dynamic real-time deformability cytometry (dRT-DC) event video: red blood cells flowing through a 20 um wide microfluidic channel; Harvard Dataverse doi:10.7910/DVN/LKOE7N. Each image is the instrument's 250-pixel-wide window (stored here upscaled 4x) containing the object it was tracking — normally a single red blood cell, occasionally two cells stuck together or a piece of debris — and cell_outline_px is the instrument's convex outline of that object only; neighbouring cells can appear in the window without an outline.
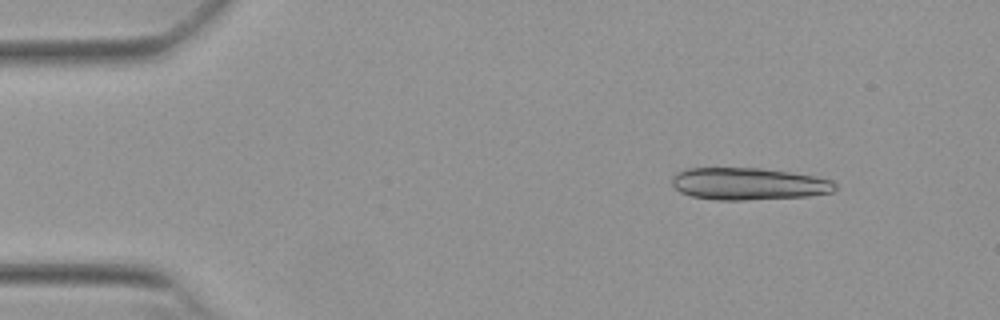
{"species": "Egyptian fruit bat (a non-hibernating species)", "species_latin": "Rousettus aegyptiacus", "temperature_condition": "warm", "stored_images_in_passage": 53, "camera_frame_rate_fps": 3000, "um_per_image_px": 0.085, "animal": {"sex": "female"}, "frame": {"image": 1, "passage_image": 6, "time_ms": 1.667, "image_size_px": [1000, 320], "cell_outline_px": [[836, 188], [832, 192], [808, 196], [744, 200], [716, 200], [692, 196], [680, 192], [672, 184], [672, 176], [676, 172], [688, 168], [760, 168], [816, 176], [832, 180], [836, 184]], "centroid_in_image_um": [63.61, 15.62], "position_along_channel_um": 21.4, "area_um2": 30.58}}
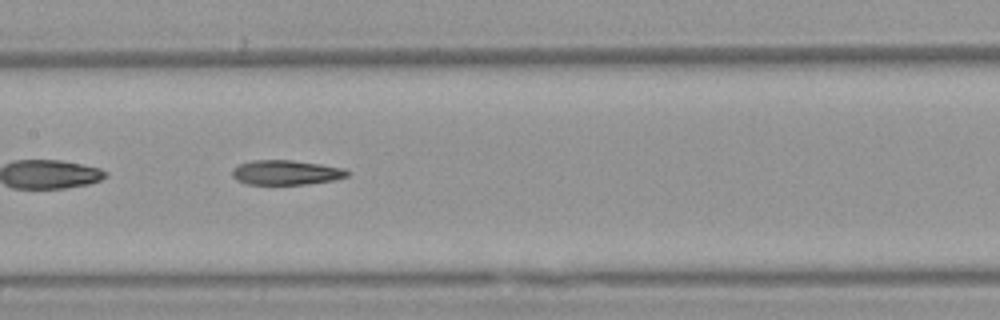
{"frame": {"image": 2, "passage_image": 26, "time_ms": 8.333, "image_size_px": [1000, 320], "cell_outline_px": [[352, 172], [348, 176], [332, 180], [308, 184], [248, 184], [236, 180], [232, 176], [232, 172], [240, 164], [252, 160], [292, 160], [348, 168]], "centroid_in_image_um": [24.38, 14.66], "position_along_channel_um": 183.0, "area_um2": 16.59}}
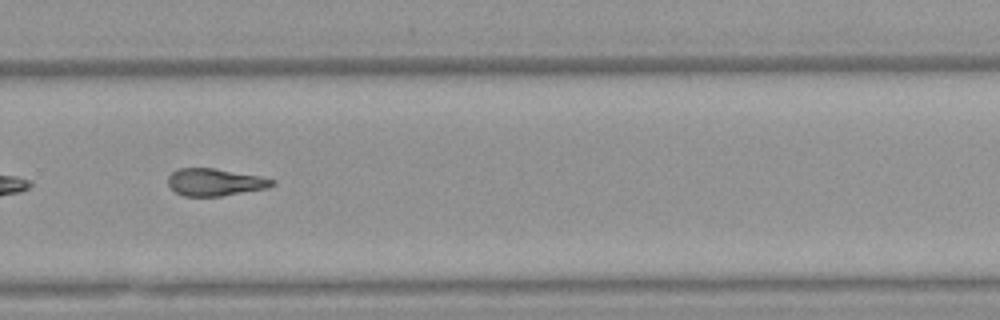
{"frame": {"image": 3, "passage_image": 36, "time_ms": 11.667, "image_size_px": [1000, 320], "cell_outline_px": [[276, 184], [268, 188], [220, 196], [184, 196], [176, 192], [168, 184], [168, 176], [172, 172], [180, 168], [212, 168], [260, 176], [276, 180]], "centroid_in_image_um": [18.29, 15.48], "position_along_channel_um": 311.5, "area_um2": 16.47}, "authors_computed_cell_mechanics": {"area_um2": 17.34, "velocity_mm_per_s": 3.861, "shape_relaxation_time_tau1_ms": null, "shape_relaxation_time_tau2_ms": 6.9767, "deformation_change_tau1": null, "deformation_change_tau2": 0.1812}}